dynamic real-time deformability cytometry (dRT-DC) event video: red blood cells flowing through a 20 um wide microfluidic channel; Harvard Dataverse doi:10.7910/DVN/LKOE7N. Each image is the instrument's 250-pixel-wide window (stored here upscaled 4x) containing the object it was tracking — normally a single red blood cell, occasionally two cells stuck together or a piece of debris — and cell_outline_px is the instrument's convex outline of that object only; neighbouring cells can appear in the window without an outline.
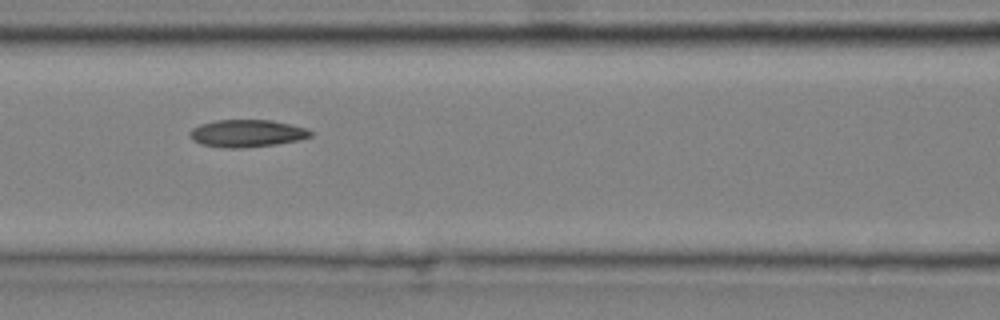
{"species": "common noctule bat (a hibernating species)", "species_latin": "Nyctalus noctula", "temperature_condition": "cold", "stored_images_in_passage": 8, "camera_frame_rate_fps": 3000, "um_per_image_px": 0.085, "animal": {"sex": "male", "body_mass_g": 20.4}, "frame": {"image": 1, "passage_image": 3, "time_ms": 0.667, "image_size_px": [1000, 320], "cell_outline_px": [[312, 136], [300, 140], [276, 144], [240, 148], [228, 148], [200, 144], [192, 140], [188, 132], [192, 128], [200, 124], [216, 120], [272, 120], [292, 124], [308, 128], [312, 132]], "centroid_in_image_um": [21.0, 11.33], "position_along_channel_um": 145.6, "area_um2": 19.42}}
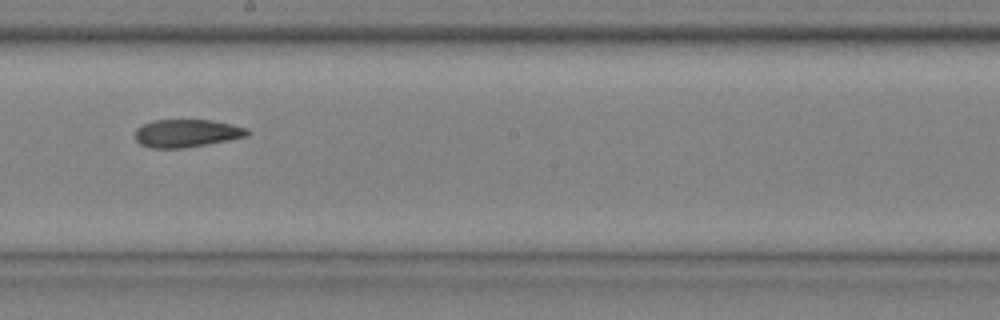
{"frame": {"image": 2, "passage_image": 5, "time_ms": 1.333, "image_size_px": [1000, 320], "cell_outline_px": [[252, 132], [248, 136], [208, 144], [180, 148], [148, 148], [140, 144], [136, 140], [136, 128], [152, 120], [212, 120], [232, 124], [248, 128]], "centroid_in_image_um": [15.89, 11.32], "position_along_channel_um": 232.3, "area_um2": 18.32}}
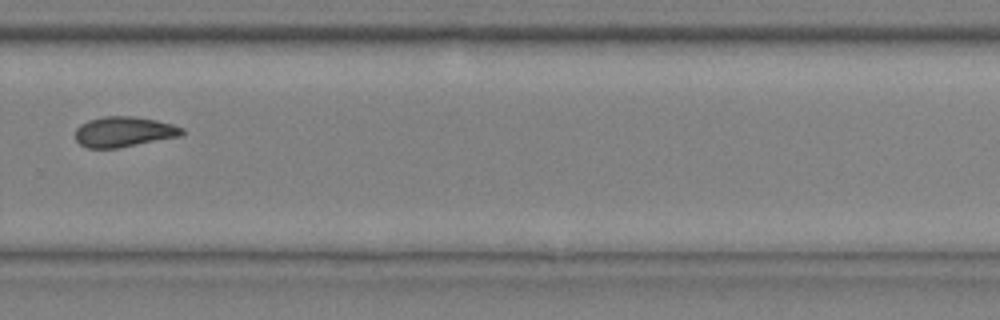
{"frame": {"image": 3, "passage_image": 7, "time_ms": 2.0, "image_size_px": [1000, 320], "cell_outline_px": [[184, 132], [180, 136], [116, 148], [88, 148], [80, 144], [76, 140], [76, 128], [80, 124], [88, 120], [104, 116], [132, 116], [156, 120], [172, 124], [184, 128]], "centroid_in_image_um": [10.51, 11.19], "position_along_channel_um": 319.3, "area_um2": 18.73}}